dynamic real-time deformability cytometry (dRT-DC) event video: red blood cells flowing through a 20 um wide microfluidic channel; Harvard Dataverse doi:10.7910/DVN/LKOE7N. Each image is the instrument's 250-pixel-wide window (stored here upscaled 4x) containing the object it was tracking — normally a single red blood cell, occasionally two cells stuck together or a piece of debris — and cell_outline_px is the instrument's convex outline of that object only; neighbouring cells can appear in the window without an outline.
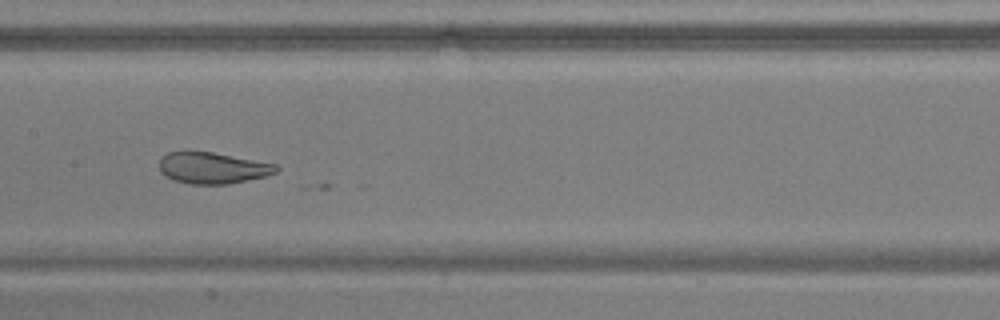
{"species": "common noctule bat (a hibernating species)", "species_latin": "Nyctalus noctula", "temperature_condition": "warm", "stored_images_in_passage": 38, "camera_frame_rate_fps": 3000, "um_per_image_px": 0.085, "animal": {"sex": "male", "body_mass_g": 17.9, "forearm_length_mm": 54.2}, "frame": {"image": 1, "passage_image": 28, "time_ms": 9.0, "image_size_px": [1000, 320], "cell_outline_px": [[280, 168], [276, 172], [264, 176], [248, 180], [228, 184], [192, 184], [172, 180], [164, 176], [160, 172], [160, 160], [168, 152], [212, 152], [276, 164]], "centroid_in_image_um": [18.06, 14.29], "position_along_channel_um": 189.3, "area_um2": 21.15}}
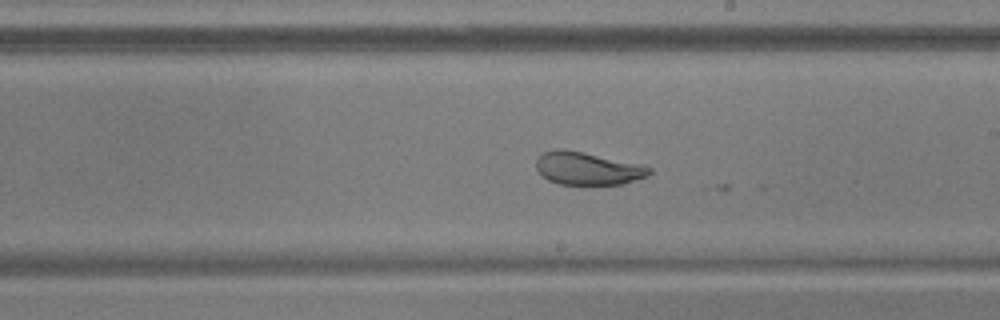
{"frame": {"image": 2, "passage_image": 32, "time_ms": 10.333, "image_size_px": [1000, 320], "cell_outline_px": [[652, 172], [648, 176], [624, 184], [560, 184], [548, 180], [536, 168], [536, 160], [544, 152], [556, 148], [564, 148], [584, 152], [636, 164], [652, 168]], "centroid_in_image_um": [49.93, 14.31], "position_along_channel_um": 239.1, "area_um2": 21.39}}